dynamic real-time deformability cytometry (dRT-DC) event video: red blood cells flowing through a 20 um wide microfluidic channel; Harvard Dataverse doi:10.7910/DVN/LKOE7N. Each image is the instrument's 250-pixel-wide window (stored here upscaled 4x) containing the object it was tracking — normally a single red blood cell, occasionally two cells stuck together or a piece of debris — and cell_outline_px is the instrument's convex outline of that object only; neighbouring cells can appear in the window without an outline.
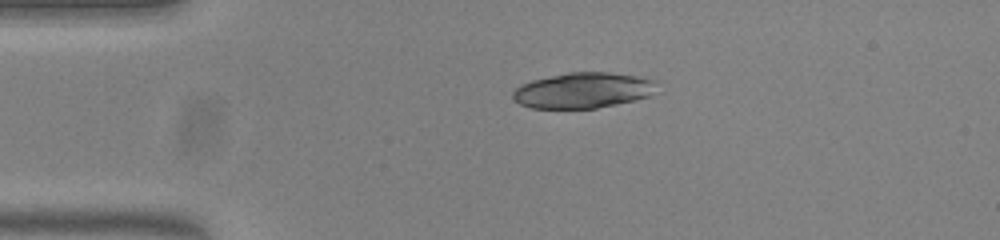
{"species": "common noctule bat (a hibernating species)", "species_latin": "Nyctalus noctula", "temperature_condition": "warm", "stored_images_in_passage": 43, "camera_frame_rate_fps": 3000, "um_per_image_px": 0.085, "animal": {"sex": "female", "body_mass_g": 23.0, "forearm_length_mm": 53.4}, "frame": {"image": 1, "passage_image": 1, "time_ms": 0.0, "image_size_px": [1000, 240], "cell_outline_px": [[656, 80], [648, 96], [616, 104], [596, 108], [532, 108], [520, 104], [512, 96], [512, 92], [520, 84], [532, 80], [568, 72], [608, 72], [636, 76]], "centroid_in_image_um": [49.48, 7.67], "position_along_channel_um": 35.5, "area_um2": 29.42}}